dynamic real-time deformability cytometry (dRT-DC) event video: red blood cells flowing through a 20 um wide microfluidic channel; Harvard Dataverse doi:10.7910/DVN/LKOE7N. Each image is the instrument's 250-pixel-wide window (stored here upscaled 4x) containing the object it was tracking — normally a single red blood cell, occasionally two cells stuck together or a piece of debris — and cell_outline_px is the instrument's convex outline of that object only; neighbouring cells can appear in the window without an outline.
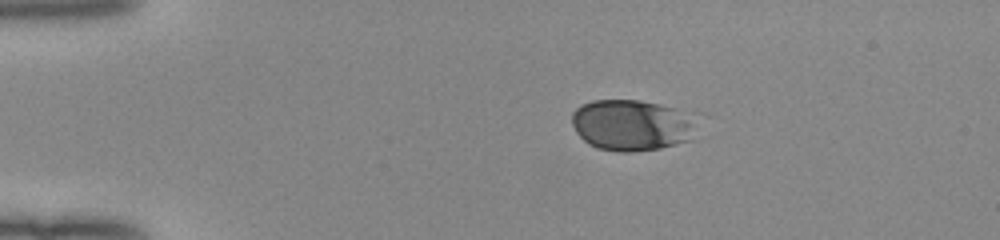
{"species": "human", "species_latin": "Homo sapiens", "temperature_condition": "room temperature", "stored_images_in_passage": 42, "camera_frame_rate_fps": 3000, "um_per_image_px": 0.085, "donor": {"sex": "female"}, "frame": {"image": 1, "passage_image": 1, "time_ms": 0.0, "image_size_px": [1000, 240], "cell_outline_px": [[692, 140], [660, 148], [632, 152], [620, 152], [596, 148], [588, 144], [576, 132], [572, 124], [572, 112], [580, 104], [592, 100], [640, 100], [660, 104], [672, 108], [688, 124]], "centroid_in_image_um": [53.48, 10.65], "position_along_channel_um": 31.5, "area_um2": 36.01}}
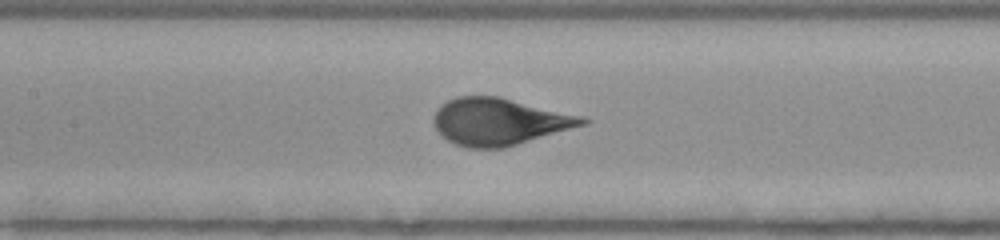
{"frame": {"image": 2, "passage_image": 16, "time_ms": 5.0, "image_size_px": [1000, 240], "cell_outline_px": [[592, 120], [588, 124], [504, 148], [468, 148], [456, 144], [448, 140], [432, 124], [432, 116], [436, 108], [440, 104], [456, 96], [500, 96], [584, 116]], "centroid_in_image_um": [42.45, 10.32], "position_along_channel_um": 164.9, "area_um2": 41.15}}
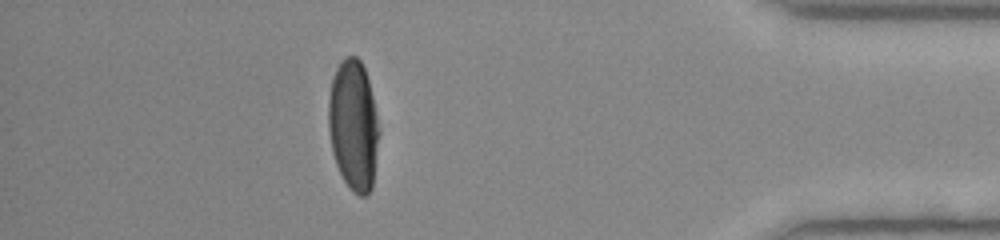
{"frame": {"image": 3, "passage_image": 37, "time_ms": 12.0, "image_size_px": [1000, 240], "cell_outline_px": [[380, 132], [372, 188], [368, 196], [360, 196], [352, 192], [348, 188], [336, 164], [332, 152], [328, 128], [328, 100], [332, 80], [336, 68], [348, 56], [356, 56], [360, 60], [364, 68], [368, 80], [372, 96]], "centroid_in_image_um": [30.04, 10.71], "position_along_channel_um": 405.2, "area_um2": 38.55}}